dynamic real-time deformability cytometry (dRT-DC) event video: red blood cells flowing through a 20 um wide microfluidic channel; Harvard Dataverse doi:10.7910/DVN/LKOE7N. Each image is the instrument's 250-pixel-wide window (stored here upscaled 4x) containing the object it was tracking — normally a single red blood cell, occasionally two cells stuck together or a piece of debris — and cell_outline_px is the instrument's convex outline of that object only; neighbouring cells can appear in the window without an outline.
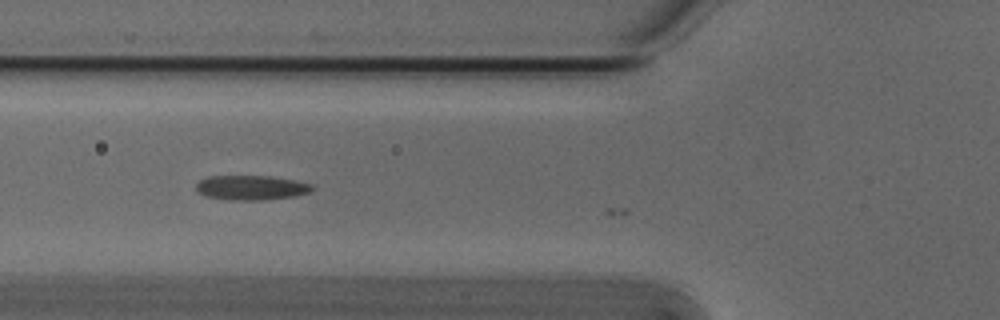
{"species": "Egyptian fruit bat (a non-hibernating species)", "species_latin": "Rousettus aegyptiacus", "temperature_condition": "cold", "stored_images_in_passage": 11, "camera_frame_rate_fps": 3000, "um_per_image_px": 0.085, "animal": {"sex": "male"}, "frame": {"image": 1, "passage_image": 8, "time_ms": 2.333, "image_size_px": [1000, 320], "cell_outline_px": [[316, 188], [308, 192], [296, 196], [260, 200], [232, 200], [208, 196], [196, 192], [196, 184], [200, 180], [208, 176], [272, 176], [296, 180], [312, 184]], "centroid_in_image_um": [21.38, 15.94], "position_along_channel_um": 104.4, "area_um2": 16.7}}